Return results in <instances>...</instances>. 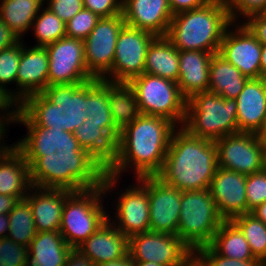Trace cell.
<instances>
[{
	"mask_svg": "<svg viewBox=\"0 0 266 266\" xmlns=\"http://www.w3.org/2000/svg\"><path fill=\"white\" fill-rule=\"evenodd\" d=\"M25 136L13 145L29 165L32 186L81 191L102 186L106 168L84 150L74 133L34 126L19 110Z\"/></svg>",
	"mask_w": 266,
	"mask_h": 266,
	"instance_id": "cell-1",
	"label": "cell"
},
{
	"mask_svg": "<svg viewBox=\"0 0 266 266\" xmlns=\"http://www.w3.org/2000/svg\"><path fill=\"white\" fill-rule=\"evenodd\" d=\"M176 128L166 118L140 114L120 131L116 155L106 173L120 178L131 168L136 179L157 176Z\"/></svg>",
	"mask_w": 266,
	"mask_h": 266,
	"instance_id": "cell-2",
	"label": "cell"
},
{
	"mask_svg": "<svg viewBox=\"0 0 266 266\" xmlns=\"http://www.w3.org/2000/svg\"><path fill=\"white\" fill-rule=\"evenodd\" d=\"M217 168L214 141L193 136L180 126L172 134L157 177L180 191H198L209 189Z\"/></svg>",
	"mask_w": 266,
	"mask_h": 266,
	"instance_id": "cell-3",
	"label": "cell"
},
{
	"mask_svg": "<svg viewBox=\"0 0 266 266\" xmlns=\"http://www.w3.org/2000/svg\"><path fill=\"white\" fill-rule=\"evenodd\" d=\"M86 83L54 84L26 97L19 111L34 125L74 133L86 120Z\"/></svg>",
	"mask_w": 266,
	"mask_h": 266,
	"instance_id": "cell-4",
	"label": "cell"
},
{
	"mask_svg": "<svg viewBox=\"0 0 266 266\" xmlns=\"http://www.w3.org/2000/svg\"><path fill=\"white\" fill-rule=\"evenodd\" d=\"M232 23L225 0L173 15L166 37L178 51L219 53L227 27Z\"/></svg>",
	"mask_w": 266,
	"mask_h": 266,
	"instance_id": "cell-5",
	"label": "cell"
},
{
	"mask_svg": "<svg viewBox=\"0 0 266 266\" xmlns=\"http://www.w3.org/2000/svg\"><path fill=\"white\" fill-rule=\"evenodd\" d=\"M120 180L118 177L105 173L102 186L72 191L67 196L62 210L59 232L73 249H76L108 220L109 214L103 202H106L104 199L107 194L111 195L110 192L117 191L115 187L119 186L117 184H120Z\"/></svg>",
	"mask_w": 266,
	"mask_h": 266,
	"instance_id": "cell-6",
	"label": "cell"
},
{
	"mask_svg": "<svg viewBox=\"0 0 266 266\" xmlns=\"http://www.w3.org/2000/svg\"><path fill=\"white\" fill-rule=\"evenodd\" d=\"M182 127L193 136L211 141L238 133L236 99H224L211 91L193 95L187 100Z\"/></svg>",
	"mask_w": 266,
	"mask_h": 266,
	"instance_id": "cell-7",
	"label": "cell"
},
{
	"mask_svg": "<svg viewBox=\"0 0 266 266\" xmlns=\"http://www.w3.org/2000/svg\"><path fill=\"white\" fill-rule=\"evenodd\" d=\"M180 203L177 236L192 250L208 245L225 221L209 189L181 191Z\"/></svg>",
	"mask_w": 266,
	"mask_h": 266,
	"instance_id": "cell-8",
	"label": "cell"
},
{
	"mask_svg": "<svg viewBox=\"0 0 266 266\" xmlns=\"http://www.w3.org/2000/svg\"><path fill=\"white\" fill-rule=\"evenodd\" d=\"M140 114L159 116L183 126L187 100L176 82L143 73L130 80Z\"/></svg>",
	"mask_w": 266,
	"mask_h": 266,
	"instance_id": "cell-9",
	"label": "cell"
},
{
	"mask_svg": "<svg viewBox=\"0 0 266 266\" xmlns=\"http://www.w3.org/2000/svg\"><path fill=\"white\" fill-rule=\"evenodd\" d=\"M218 167L250 175L265 166L264 142L254 133L238 132L214 141Z\"/></svg>",
	"mask_w": 266,
	"mask_h": 266,
	"instance_id": "cell-10",
	"label": "cell"
},
{
	"mask_svg": "<svg viewBox=\"0 0 266 266\" xmlns=\"http://www.w3.org/2000/svg\"><path fill=\"white\" fill-rule=\"evenodd\" d=\"M155 37L147 31L125 24L116 42L112 69L103 79L128 83L133 78L142 75L148 47Z\"/></svg>",
	"mask_w": 266,
	"mask_h": 266,
	"instance_id": "cell-11",
	"label": "cell"
},
{
	"mask_svg": "<svg viewBox=\"0 0 266 266\" xmlns=\"http://www.w3.org/2000/svg\"><path fill=\"white\" fill-rule=\"evenodd\" d=\"M48 52V86L86 83L94 77L85 63L84 42L64 36L45 46Z\"/></svg>",
	"mask_w": 266,
	"mask_h": 266,
	"instance_id": "cell-12",
	"label": "cell"
},
{
	"mask_svg": "<svg viewBox=\"0 0 266 266\" xmlns=\"http://www.w3.org/2000/svg\"><path fill=\"white\" fill-rule=\"evenodd\" d=\"M135 181L136 184L121 189L123 192H117L120 195L114 201L115 219L108 215L109 221L128 238L150 231L148 177Z\"/></svg>",
	"mask_w": 266,
	"mask_h": 266,
	"instance_id": "cell-13",
	"label": "cell"
},
{
	"mask_svg": "<svg viewBox=\"0 0 266 266\" xmlns=\"http://www.w3.org/2000/svg\"><path fill=\"white\" fill-rule=\"evenodd\" d=\"M125 25L122 14L102 17L89 36L83 41L88 72L96 79H103L112 69L116 42Z\"/></svg>",
	"mask_w": 266,
	"mask_h": 266,
	"instance_id": "cell-14",
	"label": "cell"
},
{
	"mask_svg": "<svg viewBox=\"0 0 266 266\" xmlns=\"http://www.w3.org/2000/svg\"><path fill=\"white\" fill-rule=\"evenodd\" d=\"M193 250L177 235L145 232L129 238V255L134 262L180 266Z\"/></svg>",
	"mask_w": 266,
	"mask_h": 266,
	"instance_id": "cell-15",
	"label": "cell"
},
{
	"mask_svg": "<svg viewBox=\"0 0 266 266\" xmlns=\"http://www.w3.org/2000/svg\"><path fill=\"white\" fill-rule=\"evenodd\" d=\"M261 49L262 44L242 22H232L224 32L219 54L247 78L258 79Z\"/></svg>",
	"mask_w": 266,
	"mask_h": 266,
	"instance_id": "cell-16",
	"label": "cell"
},
{
	"mask_svg": "<svg viewBox=\"0 0 266 266\" xmlns=\"http://www.w3.org/2000/svg\"><path fill=\"white\" fill-rule=\"evenodd\" d=\"M150 231L177 235L181 191L157 176H148Z\"/></svg>",
	"mask_w": 266,
	"mask_h": 266,
	"instance_id": "cell-17",
	"label": "cell"
},
{
	"mask_svg": "<svg viewBox=\"0 0 266 266\" xmlns=\"http://www.w3.org/2000/svg\"><path fill=\"white\" fill-rule=\"evenodd\" d=\"M48 52L42 46H26L22 40L21 58L12 97L20 104L26 97L42 93L48 86Z\"/></svg>",
	"mask_w": 266,
	"mask_h": 266,
	"instance_id": "cell-18",
	"label": "cell"
},
{
	"mask_svg": "<svg viewBox=\"0 0 266 266\" xmlns=\"http://www.w3.org/2000/svg\"><path fill=\"white\" fill-rule=\"evenodd\" d=\"M246 175L218 167L209 191L225 221L247 214Z\"/></svg>",
	"mask_w": 266,
	"mask_h": 266,
	"instance_id": "cell-19",
	"label": "cell"
},
{
	"mask_svg": "<svg viewBox=\"0 0 266 266\" xmlns=\"http://www.w3.org/2000/svg\"><path fill=\"white\" fill-rule=\"evenodd\" d=\"M125 24L155 36H166L173 13L167 0H123Z\"/></svg>",
	"mask_w": 266,
	"mask_h": 266,
	"instance_id": "cell-20",
	"label": "cell"
},
{
	"mask_svg": "<svg viewBox=\"0 0 266 266\" xmlns=\"http://www.w3.org/2000/svg\"><path fill=\"white\" fill-rule=\"evenodd\" d=\"M76 249L96 266L126 257L129 254V238L108 219Z\"/></svg>",
	"mask_w": 266,
	"mask_h": 266,
	"instance_id": "cell-21",
	"label": "cell"
},
{
	"mask_svg": "<svg viewBox=\"0 0 266 266\" xmlns=\"http://www.w3.org/2000/svg\"><path fill=\"white\" fill-rule=\"evenodd\" d=\"M72 191L32 186L25 197L29 203L36 232L59 231L65 199Z\"/></svg>",
	"mask_w": 266,
	"mask_h": 266,
	"instance_id": "cell-22",
	"label": "cell"
},
{
	"mask_svg": "<svg viewBox=\"0 0 266 266\" xmlns=\"http://www.w3.org/2000/svg\"><path fill=\"white\" fill-rule=\"evenodd\" d=\"M212 56V53L203 51H179V78L177 84L186 100L197 93L208 91Z\"/></svg>",
	"mask_w": 266,
	"mask_h": 266,
	"instance_id": "cell-23",
	"label": "cell"
},
{
	"mask_svg": "<svg viewBox=\"0 0 266 266\" xmlns=\"http://www.w3.org/2000/svg\"><path fill=\"white\" fill-rule=\"evenodd\" d=\"M32 187L29 165L13 145L0 152V194L24 200Z\"/></svg>",
	"mask_w": 266,
	"mask_h": 266,
	"instance_id": "cell-24",
	"label": "cell"
},
{
	"mask_svg": "<svg viewBox=\"0 0 266 266\" xmlns=\"http://www.w3.org/2000/svg\"><path fill=\"white\" fill-rule=\"evenodd\" d=\"M236 102L238 132L256 134L266 115V93L259 78L246 82Z\"/></svg>",
	"mask_w": 266,
	"mask_h": 266,
	"instance_id": "cell-25",
	"label": "cell"
},
{
	"mask_svg": "<svg viewBox=\"0 0 266 266\" xmlns=\"http://www.w3.org/2000/svg\"><path fill=\"white\" fill-rule=\"evenodd\" d=\"M72 249L59 231L36 232L28 247L26 266H65Z\"/></svg>",
	"mask_w": 266,
	"mask_h": 266,
	"instance_id": "cell-26",
	"label": "cell"
},
{
	"mask_svg": "<svg viewBox=\"0 0 266 266\" xmlns=\"http://www.w3.org/2000/svg\"><path fill=\"white\" fill-rule=\"evenodd\" d=\"M74 135L80 146L95 157L106 169L112 163L117 151V141L101 127V124L87 117Z\"/></svg>",
	"mask_w": 266,
	"mask_h": 266,
	"instance_id": "cell-27",
	"label": "cell"
},
{
	"mask_svg": "<svg viewBox=\"0 0 266 266\" xmlns=\"http://www.w3.org/2000/svg\"><path fill=\"white\" fill-rule=\"evenodd\" d=\"M144 73L178 82L179 51L166 36H156L149 45Z\"/></svg>",
	"mask_w": 266,
	"mask_h": 266,
	"instance_id": "cell-28",
	"label": "cell"
},
{
	"mask_svg": "<svg viewBox=\"0 0 266 266\" xmlns=\"http://www.w3.org/2000/svg\"><path fill=\"white\" fill-rule=\"evenodd\" d=\"M248 80L249 78L219 53L213 54L210 61L208 91L224 99H236Z\"/></svg>",
	"mask_w": 266,
	"mask_h": 266,
	"instance_id": "cell-29",
	"label": "cell"
},
{
	"mask_svg": "<svg viewBox=\"0 0 266 266\" xmlns=\"http://www.w3.org/2000/svg\"><path fill=\"white\" fill-rule=\"evenodd\" d=\"M91 121L101 124L116 141L120 129L115 125L108 103V81L92 79L86 82V109L84 110Z\"/></svg>",
	"mask_w": 266,
	"mask_h": 266,
	"instance_id": "cell-30",
	"label": "cell"
},
{
	"mask_svg": "<svg viewBox=\"0 0 266 266\" xmlns=\"http://www.w3.org/2000/svg\"><path fill=\"white\" fill-rule=\"evenodd\" d=\"M44 5L45 0H0V19L23 40Z\"/></svg>",
	"mask_w": 266,
	"mask_h": 266,
	"instance_id": "cell-31",
	"label": "cell"
},
{
	"mask_svg": "<svg viewBox=\"0 0 266 266\" xmlns=\"http://www.w3.org/2000/svg\"><path fill=\"white\" fill-rule=\"evenodd\" d=\"M217 254L238 260L257 259L243 233L232 221H224L208 244Z\"/></svg>",
	"mask_w": 266,
	"mask_h": 266,
	"instance_id": "cell-32",
	"label": "cell"
},
{
	"mask_svg": "<svg viewBox=\"0 0 266 266\" xmlns=\"http://www.w3.org/2000/svg\"><path fill=\"white\" fill-rule=\"evenodd\" d=\"M108 103L114 123L120 130L140 115L129 83L108 81Z\"/></svg>",
	"mask_w": 266,
	"mask_h": 266,
	"instance_id": "cell-33",
	"label": "cell"
},
{
	"mask_svg": "<svg viewBox=\"0 0 266 266\" xmlns=\"http://www.w3.org/2000/svg\"><path fill=\"white\" fill-rule=\"evenodd\" d=\"M9 228L7 237L17 244L29 247L36 235L34 218L29 203L24 199L18 201L8 214Z\"/></svg>",
	"mask_w": 266,
	"mask_h": 266,
	"instance_id": "cell-34",
	"label": "cell"
},
{
	"mask_svg": "<svg viewBox=\"0 0 266 266\" xmlns=\"http://www.w3.org/2000/svg\"><path fill=\"white\" fill-rule=\"evenodd\" d=\"M36 44L45 47L66 36V24L50 9L43 7L31 26Z\"/></svg>",
	"mask_w": 266,
	"mask_h": 266,
	"instance_id": "cell-35",
	"label": "cell"
},
{
	"mask_svg": "<svg viewBox=\"0 0 266 266\" xmlns=\"http://www.w3.org/2000/svg\"><path fill=\"white\" fill-rule=\"evenodd\" d=\"M231 221L243 233L253 256L264 262L266 260V224L251 213L236 216Z\"/></svg>",
	"mask_w": 266,
	"mask_h": 266,
	"instance_id": "cell-36",
	"label": "cell"
},
{
	"mask_svg": "<svg viewBox=\"0 0 266 266\" xmlns=\"http://www.w3.org/2000/svg\"><path fill=\"white\" fill-rule=\"evenodd\" d=\"M22 40H18L12 46L0 50V87L12 96L8 85L14 83L16 87V76L21 58ZM8 88V89H7Z\"/></svg>",
	"mask_w": 266,
	"mask_h": 266,
	"instance_id": "cell-37",
	"label": "cell"
},
{
	"mask_svg": "<svg viewBox=\"0 0 266 266\" xmlns=\"http://www.w3.org/2000/svg\"><path fill=\"white\" fill-rule=\"evenodd\" d=\"M99 17L83 8L66 23V36L85 40L96 26Z\"/></svg>",
	"mask_w": 266,
	"mask_h": 266,
	"instance_id": "cell-38",
	"label": "cell"
},
{
	"mask_svg": "<svg viewBox=\"0 0 266 266\" xmlns=\"http://www.w3.org/2000/svg\"><path fill=\"white\" fill-rule=\"evenodd\" d=\"M247 213L266 201V167L246 176Z\"/></svg>",
	"mask_w": 266,
	"mask_h": 266,
	"instance_id": "cell-39",
	"label": "cell"
},
{
	"mask_svg": "<svg viewBox=\"0 0 266 266\" xmlns=\"http://www.w3.org/2000/svg\"><path fill=\"white\" fill-rule=\"evenodd\" d=\"M28 247L17 244L9 237L0 239V262L5 266H26Z\"/></svg>",
	"mask_w": 266,
	"mask_h": 266,
	"instance_id": "cell-40",
	"label": "cell"
},
{
	"mask_svg": "<svg viewBox=\"0 0 266 266\" xmlns=\"http://www.w3.org/2000/svg\"><path fill=\"white\" fill-rule=\"evenodd\" d=\"M232 22H242L243 18L261 13L266 7V0H225ZM242 18V19H239Z\"/></svg>",
	"mask_w": 266,
	"mask_h": 266,
	"instance_id": "cell-41",
	"label": "cell"
},
{
	"mask_svg": "<svg viewBox=\"0 0 266 266\" xmlns=\"http://www.w3.org/2000/svg\"><path fill=\"white\" fill-rule=\"evenodd\" d=\"M197 251L207 260L210 266H261L259 259L238 260L217 254L209 245L202 246Z\"/></svg>",
	"mask_w": 266,
	"mask_h": 266,
	"instance_id": "cell-42",
	"label": "cell"
},
{
	"mask_svg": "<svg viewBox=\"0 0 266 266\" xmlns=\"http://www.w3.org/2000/svg\"><path fill=\"white\" fill-rule=\"evenodd\" d=\"M46 7L65 24L83 8V0H45Z\"/></svg>",
	"mask_w": 266,
	"mask_h": 266,
	"instance_id": "cell-43",
	"label": "cell"
},
{
	"mask_svg": "<svg viewBox=\"0 0 266 266\" xmlns=\"http://www.w3.org/2000/svg\"><path fill=\"white\" fill-rule=\"evenodd\" d=\"M123 0H83L84 8L99 18L122 14Z\"/></svg>",
	"mask_w": 266,
	"mask_h": 266,
	"instance_id": "cell-44",
	"label": "cell"
},
{
	"mask_svg": "<svg viewBox=\"0 0 266 266\" xmlns=\"http://www.w3.org/2000/svg\"><path fill=\"white\" fill-rule=\"evenodd\" d=\"M19 110V103L2 87H0V119L10 126L15 123ZM4 112V113H3Z\"/></svg>",
	"mask_w": 266,
	"mask_h": 266,
	"instance_id": "cell-45",
	"label": "cell"
},
{
	"mask_svg": "<svg viewBox=\"0 0 266 266\" xmlns=\"http://www.w3.org/2000/svg\"><path fill=\"white\" fill-rule=\"evenodd\" d=\"M246 19L242 23L261 44H266V17L261 13H257L248 16Z\"/></svg>",
	"mask_w": 266,
	"mask_h": 266,
	"instance_id": "cell-46",
	"label": "cell"
},
{
	"mask_svg": "<svg viewBox=\"0 0 266 266\" xmlns=\"http://www.w3.org/2000/svg\"><path fill=\"white\" fill-rule=\"evenodd\" d=\"M173 15L204 6L210 0H167Z\"/></svg>",
	"mask_w": 266,
	"mask_h": 266,
	"instance_id": "cell-47",
	"label": "cell"
},
{
	"mask_svg": "<svg viewBox=\"0 0 266 266\" xmlns=\"http://www.w3.org/2000/svg\"><path fill=\"white\" fill-rule=\"evenodd\" d=\"M19 39L10 31L9 27L0 19V50L15 44Z\"/></svg>",
	"mask_w": 266,
	"mask_h": 266,
	"instance_id": "cell-48",
	"label": "cell"
},
{
	"mask_svg": "<svg viewBox=\"0 0 266 266\" xmlns=\"http://www.w3.org/2000/svg\"><path fill=\"white\" fill-rule=\"evenodd\" d=\"M65 266H95V264L79 250L72 249L67 257Z\"/></svg>",
	"mask_w": 266,
	"mask_h": 266,
	"instance_id": "cell-49",
	"label": "cell"
},
{
	"mask_svg": "<svg viewBox=\"0 0 266 266\" xmlns=\"http://www.w3.org/2000/svg\"><path fill=\"white\" fill-rule=\"evenodd\" d=\"M18 201L16 197L0 194V214H9Z\"/></svg>",
	"mask_w": 266,
	"mask_h": 266,
	"instance_id": "cell-50",
	"label": "cell"
},
{
	"mask_svg": "<svg viewBox=\"0 0 266 266\" xmlns=\"http://www.w3.org/2000/svg\"><path fill=\"white\" fill-rule=\"evenodd\" d=\"M184 261L185 266H210L207 260L197 250H193Z\"/></svg>",
	"mask_w": 266,
	"mask_h": 266,
	"instance_id": "cell-51",
	"label": "cell"
},
{
	"mask_svg": "<svg viewBox=\"0 0 266 266\" xmlns=\"http://www.w3.org/2000/svg\"><path fill=\"white\" fill-rule=\"evenodd\" d=\"M96 266H135V262L131 259L130 255L128 254L126 257H123L121 259L104 262Z\"/></svg>",
	"mask_w": 266,
	"mask_h": 266,
	"instance_id": "cell-52",
	"label": "cell"
},
{
	"mask_svg": "<svg viewBox=\"0 0 266 266\" xmlns=\"http://www.w3.org/2000/svg\"><path fill=\"white\" fill-rule=\"evenodd\" d=\"M9 228L8 214H0V239L7 237Z\"/></svg>",
	"mask_w": 266,
	"mask_h": 266,
	"instance_id": "cell-53",
	"label": "cell"
},
{
	"mask_svg": "<svg viewBox=\"0 0 266 266\" xmlns=\"http://www.w3.org/2000/svg\"><path fill=\"white\" fill-rule=\"evenodd\" d=\"M251 214L266 224V201L253 209Z\"/></svg>",
	"mask_w": 266,
	"mask_h": 266,
	"instance_id": "cell-54",
	"label": "cell"
},
{
	"mask_svg": "<svg viewBox=\"0 0 266 266\" xmlns=\"http://www.w3.org/2000/svg\"><path fill=\"white\" fill-rule=\"evenodd\" d=\"M260 69H261V75H265L266 74V44H262Z\"/></svg>",
	"mask_w": 266,
	"mask_h": 266,
	"instance_id": "cell-55",
	"label": "cell"
},
{
	"mask_svg": "<svg viewBox=\"0 0 266 266\" xmlns=\"http://www.w3.org/2000/svg\"><path fill=\"white\" fill-rule=\"evenodd\" d=\"M257 137L262 140V142H266V115L264 117L263 123L256 133Z\"/></svg>",
	"mask_w": 266,
	"mask_h": 266,
	"instance_id": "cell-56",
	"label": "cell"
},
{
	"mask_svg": "<svg viewBox=\"0 0 266 266\" xmlns=\"http://www.w3.org/2000/svg\"><path fill=\"white\" fill-rule=\"evenodd\" d=\"M135 266H162L154 262H135Z\"/></svg>",
	"mask_w": 266,
	"mask_h": 266,
	"instance_id": "cell-57",
	"label": "cell"
},
{
	"mask_svg": "<svg viewBox=\"0 0 266 266\" xmlns=\"http://www.w3.org/2000/svg\"><path fill=\"white\" fill-rule=\"evenodd\" d=\"M259 80L261 81L263 89H264V92L266 93V74L265 75H260L259 76Z\"/></svg>",
	"mask_w": 266,
	"mask_h": 266,
	"instance_id": "cell-58",
	"label": "cell"
},
{
	"mask_svg": "<svg viewBox=\"0 0 266 266\" xmlns=\"http://www.w3.org/2000/svg\"><path fill=\"white\" fill-rule=\"evenodd\" d=\"M265 166H266V142H264Z\"/></svg>",
	"mask_w": 266,
	"mask_h": 266,
	"instance_id": "cell-59",
	"label": "cell"
},
{
	"mask_svg": "<svg viewBox=\"0 0 266 266\" xmlns=\"http://www.w3.org/2000/svg\"><path fill=\"white\" fill-rule=\"evenodd\" d=\"M261 14H262L263 16L266 17V7H265V9L261 12Z\"/></svg>",
	"mask_w": 266,
	"mask_h": 266,
	"instance_id": "cell-60",
	"label": "cell"
}]
</instances>
